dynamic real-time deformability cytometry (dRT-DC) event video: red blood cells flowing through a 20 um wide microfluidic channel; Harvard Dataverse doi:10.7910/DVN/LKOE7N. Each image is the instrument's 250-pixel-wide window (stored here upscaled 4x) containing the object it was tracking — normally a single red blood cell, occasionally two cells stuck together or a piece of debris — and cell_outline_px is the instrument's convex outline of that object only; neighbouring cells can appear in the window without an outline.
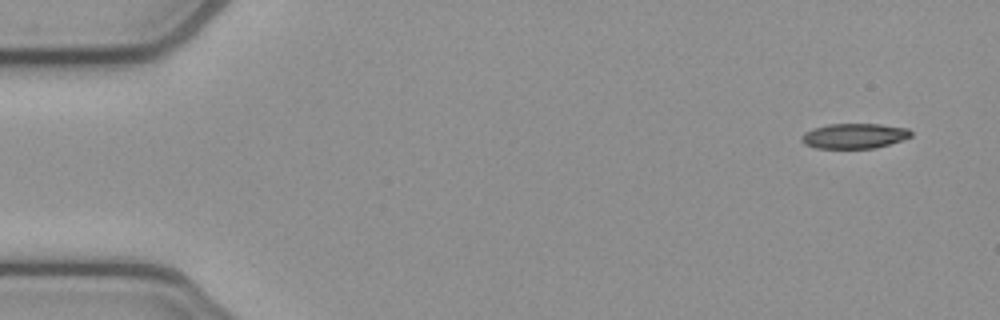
{"species": "common noctule bat (a hibernating species)", "species_latin": "Nyctalus noctula", "temperature_condition": "cold", "stored_images_in_passage": 4, "camera_frame_rate_fps": 3000, "um_per_image_px": 0.085, "animal": {"sex": "female", "body_mass_g": 21.9}, "frame": {"image": 1, "passage_image": 1, "time_ms": 0.0, "image_size_px": [1000, 320], "cell_outline_px": [[912, 136], [888, 144], [872, 148], [816, 148], [804, 144], [800, 136], [804, 132], [828, 124], [880, 124], [908, 128], [912, 132]], "centroid_in_image_um": [72.6, 11.55], "position_along_channel_um": 12.4, "area_um2": 15.84}}
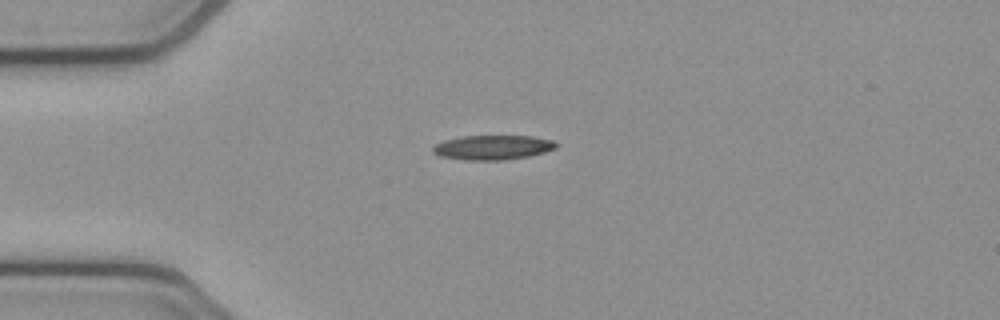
{"frame": {"image": 2, "passage_image": 4, "time_ms": 1.0, "image_size_px": [1000, 320], "cell_outline_px": [[556, 148], [544, 152], [528, 156], [504, 160], [464, 160], [440, 156], [432, 152], [432, 148], [436, 144], [444, 140], [460, 136], [532, 136], [552, 140], [556, 144]], "centroid_in_image_um": [41.84, 12.53], "position_along_channel_um": 43.2, "area_um2": 17.57}}